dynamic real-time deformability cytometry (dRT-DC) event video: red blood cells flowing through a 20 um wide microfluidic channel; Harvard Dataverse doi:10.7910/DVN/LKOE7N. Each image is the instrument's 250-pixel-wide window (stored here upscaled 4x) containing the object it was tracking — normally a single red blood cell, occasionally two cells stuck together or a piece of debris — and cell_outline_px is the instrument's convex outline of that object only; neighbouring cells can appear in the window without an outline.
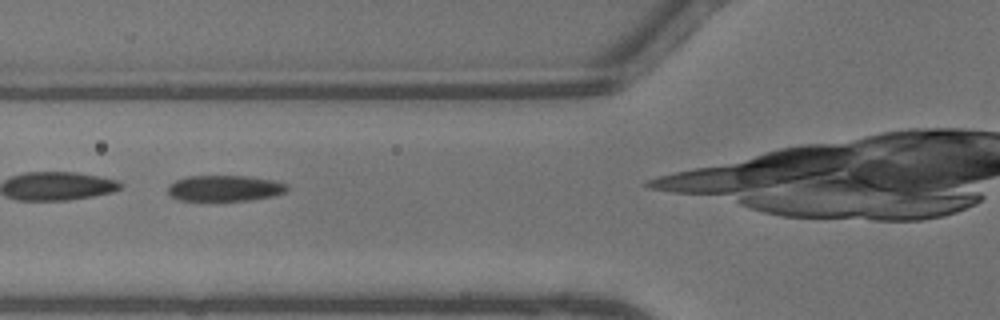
{"species": "common noctule bat (a hibernating species)", "species_latin": "Nyctalus noctula", "temperature_condition": "warm", "stored_images_in_passage": 26, "camera_frame_rate_fps": 3000, "um_per_image_px": 0.085, "animal": {"sex": "male", "body_mass_g": 13.3}, "frame": {"image": 1, "passage_image": 5, "time_ms": 1.333, "image_size_px": [1000, 320], "cell_outline_px": [[288, 188], [284, 192], [272, 196], [252, 200], [180, 200], [172, 196], [168, 192], [168, 184], [176, 180], [188, 176], [248, 176], [272, 180], [288, 184]], "centroid_in_image_um": [19.1, 15.99], "position_along_channel_um": 106.7, "area_um2": 17.86}, "authors_computed_cell_mechanics": {"area_um2": 19.3341, "velocity_mm_per_s": 4.5835, "shape_relaxation_time_tau1_ms": 5.0318, "shape_relaxation_time_tau2_ms": 3.2735, "deformation_change_tau1": 0.1344, "deformation_change_tau2": 0.1048}}